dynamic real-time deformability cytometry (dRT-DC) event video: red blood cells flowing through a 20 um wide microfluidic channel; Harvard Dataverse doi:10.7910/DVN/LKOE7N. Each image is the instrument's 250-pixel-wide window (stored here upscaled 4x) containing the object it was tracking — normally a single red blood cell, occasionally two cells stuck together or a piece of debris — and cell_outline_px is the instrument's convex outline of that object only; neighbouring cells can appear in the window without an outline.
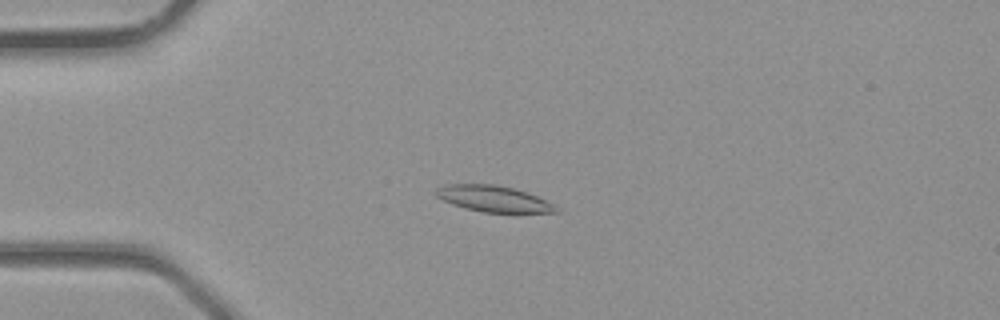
{"species": "common noctule bat (a hibernating species)", "species_latin": "Nyctalus noctula", "temperature_condition": "room temperature", "stored_images_in_passage": 37, "camera_frame_rate_fps": 3000, "um_per_image_px": 0.085, "animal": {"sex": "male", "body_mass_g": 23.1, "forearm_length_mm": 52.7}, "frame": {"image": 1, "passage_image": 9, "time_ms": 2.667, "image_size_px": [1000, 320], "cell_outline_px": [[560, 212], [516, 216], [484, 212], [464, 208], [452, 204], [436, 196], [436, 188], [444, 184], [496, 184], [528, 192], [552, 204]], "centroid_in_image_um": [42.03, 16.95], "position_along_channel_um": 43.0, "area_um2": 19.13}}
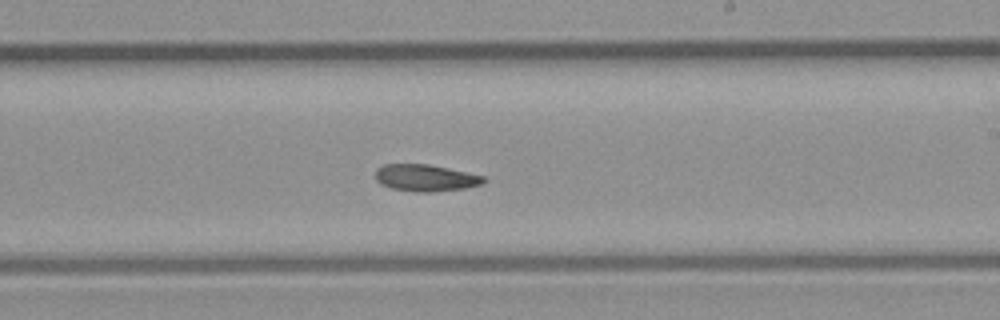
{"frame": {"image": 2, "passage_image": 22, "time_ms": 7.0, "image_size_px": [1000, 320], "cell_outline_px": [[488, 180], [484, 184], [464, 188], [432, 192], [416, 192], [392, 188], [380, 184], [376, 180], [376, 168], [384, 164], [428, 164], [484, 176]], "centroid_in_image_um": [36.18, 15.12], "position_along_channel_um": 252.8, "area_um2": 16.94}}
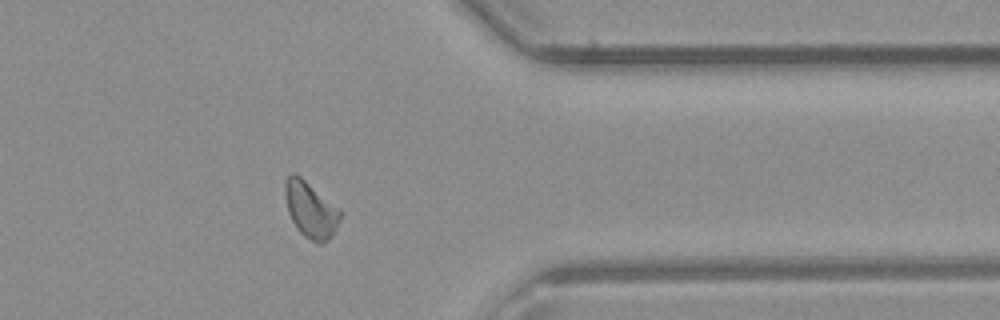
{"frame": {"image": 3, "passage_image": 30, "time_ms": 9.667, "image_size_px": [1000, 320], "cell_outline_px": [[344, 212], [332, 236], [324, 244], [316, 244], [304, 236], [296, 228], [288, 212], [284, 196], [284, 180], [292, 172], [300, 176]], "centroid_in_image_um": [26.41, 17.85], "position_along_channel_um": 385.0, "area_um2": 18.32}}